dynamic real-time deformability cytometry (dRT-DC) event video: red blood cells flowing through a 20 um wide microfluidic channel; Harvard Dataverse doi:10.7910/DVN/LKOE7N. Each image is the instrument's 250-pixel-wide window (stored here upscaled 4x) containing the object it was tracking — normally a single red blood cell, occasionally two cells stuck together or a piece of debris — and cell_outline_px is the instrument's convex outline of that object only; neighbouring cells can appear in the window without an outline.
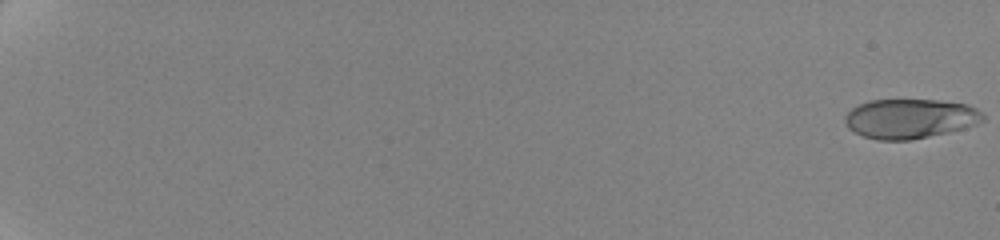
{"species": "human", "species_latin": "Homo sapiens", "temperature_condition": "cold", "stored_images_in_passage": 34, "camera_frame_rate_fps": 3000, "um_per_image_px": 0.085, "donor": {"sex": "female"}, "frame": {"image": 1, "passage_image": 1, "time_ms": 0.0, "image_size_px": [1000, 240], "cell_outline_px": [[984, 120], [976, 124], [964, 128], [948, 132], [912, 140], [876, 140], [864, 136], [848, 128], [844, 120], [844, 116], [852, 108], [860, 104], [872, 100], [936, 100], [968, 104], [976, 108], [984, 116]], "centroid_in_image_um": [77.35, 10.09], "position_along_channel_um": 7.6, "area_um2": 31.73}}
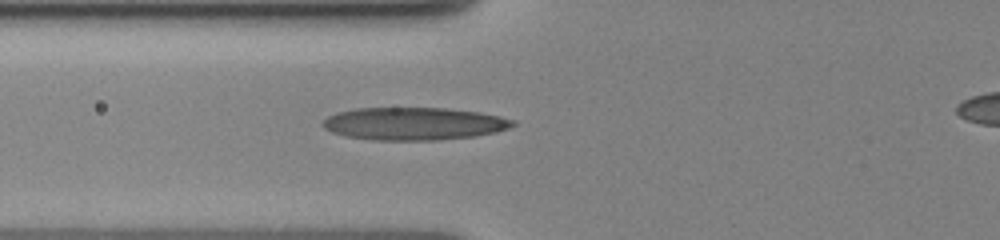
{"frame": {"image": 2, "passage_image": 32, "time_ms": 9.0, "image_size_px": [1000, 240], "cell_outline_px": [[516, 124], [508, 128], [496, 132], [476, 136], [436, 140], [372, 140], [348, 136], [332, 132], [324, 128], [320, 124], [328, 116], [336, 112], [356, 108], [448, 108], [480, 112], [500, 116], [516, 120]], "centroid_in_image_um": [35.2, 10.51], "position_along_channel_um": 90.6, "area_um2": 36.36}}
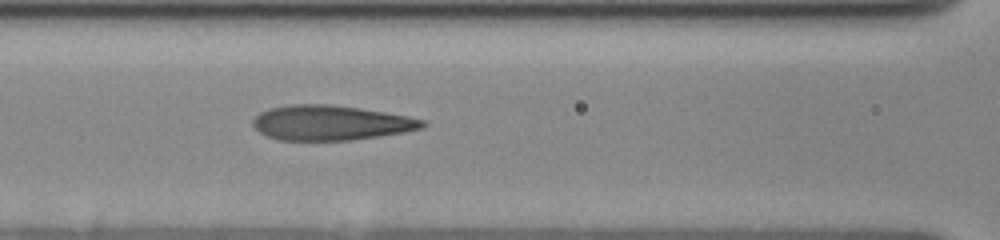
{"frame": {"image": 3, "passage_image": 34, "time_ms": 10.333, "image_size_px": [1000, 240], "cell_outline_px": [[428, 124], [424, 128], [404, 132], [352, 140], [280, 140], [268, 136], [260, 132], [252, 124], [252, 120], [260, 112], [272, 108], [288, 104], [328, 104], [360, 108], [408, 116], [424, 120]], "centroid_in_image_um": [28.13, 10.43], "position_along_channel_um": 138.5, "area_um2": 34.39}}